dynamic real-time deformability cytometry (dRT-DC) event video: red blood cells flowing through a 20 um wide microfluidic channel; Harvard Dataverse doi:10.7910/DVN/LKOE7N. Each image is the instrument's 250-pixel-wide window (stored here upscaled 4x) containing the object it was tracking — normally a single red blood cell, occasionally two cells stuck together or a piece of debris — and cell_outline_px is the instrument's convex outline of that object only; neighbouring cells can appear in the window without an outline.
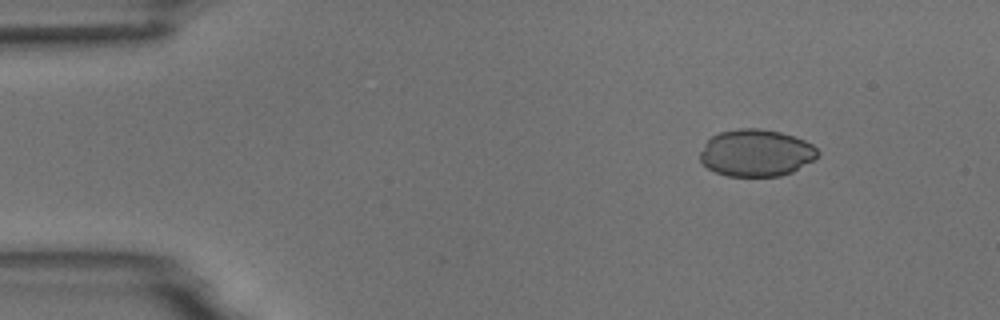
{"species": "common noctule bat (a hibernating species)", "species_latin": "Nyctalus noctula", "temperature_condition": "room temperature", "stored_images_in_passage": 4, "camera_frame_rate_fps": 3000, "um_per_image_px": 0.085, "animal": {"sex": "male", "body_mass_g": 18.8}, "frame": {"image": 1, "passage_image": 1, "time_ms": 0.0, "image_size_px": [1000, 320], "cell_outline_px": [[820, 152], [812, 160], [792, 172], [780, 176], [728, 176], [716, 172], [700, 164], [700, 152], [704, 144], [712, 136], [720, 132], [740, 128], [760, 128], [780, 132], [804, 140], [812, 144]], "centroid_in_image_um": [64.24, 13.0], "position_along_channel_um": 20.8, "area_um2": 32.19}}